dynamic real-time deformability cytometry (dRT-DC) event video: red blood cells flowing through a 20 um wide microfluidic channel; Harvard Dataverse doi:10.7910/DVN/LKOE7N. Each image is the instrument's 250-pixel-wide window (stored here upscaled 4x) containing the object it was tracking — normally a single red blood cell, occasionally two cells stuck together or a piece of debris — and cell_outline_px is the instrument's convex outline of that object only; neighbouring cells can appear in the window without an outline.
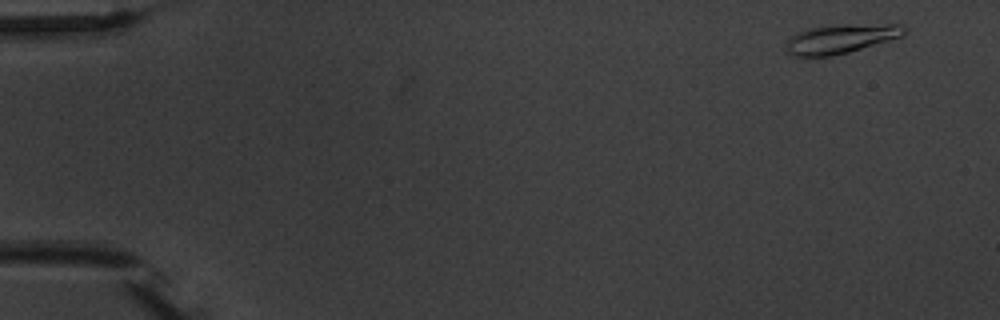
{"species": "common noctule bat (a hibernating species)", "species_latin": "Nyctalus noctula", "temperature_condition": "warm", "stored_images_in_passage": 4, "camera_frame_rate_fps": 3000, "um_per_image_px": 0.085, "animal": {"sex": "male", "body_mass_g": 20.1, "forearm_length_mm": 53.5}, "frame": {"image": 1, "passage_image": 1, "time_ms": 0.0, "image_size_px": [1000, 320], "cell_outline_px": [[908, 32], [904, 36], [848, 52], [832, 56], [792, 56], [784, 48], [784, 44], [792, 36], [808, 28], [848, 24], [904, 24]], "centroid_in_image_um": [71.51, 3.29], "position_along_channel_um": 13.5, "area_um2": 20.17}}